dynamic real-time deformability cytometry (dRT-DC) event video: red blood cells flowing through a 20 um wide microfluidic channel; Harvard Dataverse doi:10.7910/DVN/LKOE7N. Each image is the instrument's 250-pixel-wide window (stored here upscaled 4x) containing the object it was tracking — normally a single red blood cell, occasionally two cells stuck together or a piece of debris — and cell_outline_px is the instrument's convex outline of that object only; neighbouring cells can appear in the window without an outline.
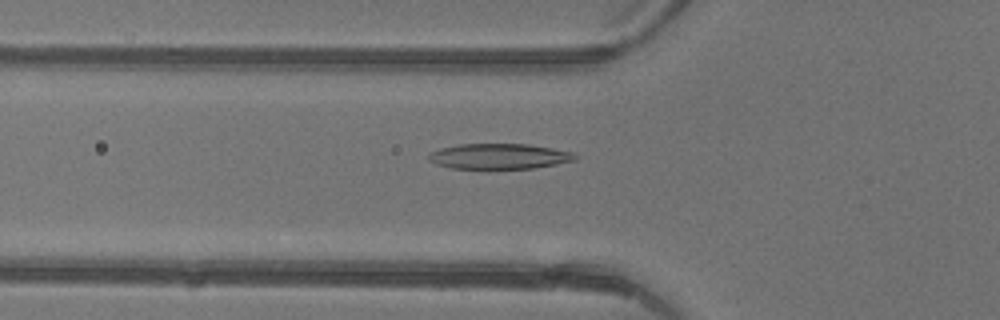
{"species": "common noctule bat (a hibernating species)", "species_latin": "Nyctalus noctula", "temperature_condition": "warm", "stored_images_in_passage": 48, "camera_frame_rate_fps": 3000, "um_per_image_px": 0.085, "animal": {"sex": "female"}, "frame": {"image": 1, "passage_image": 17, "time_ms": 5.333, "image_size_px": [1000, 320], "cell_outline_px": [[580, 156], [576, 160], [556, 164], [532, 168], [488, 172], [452, 168], [436, 164], [428, 160], [428, 156], [432, 152], [440, 148], [460, 144], [528, 144], [552, 148], [572, 152]], "centroid_in_image_um": [42.42, 13.33], "position_along_channel_um": 83.4, "area_um2": 22.72}}
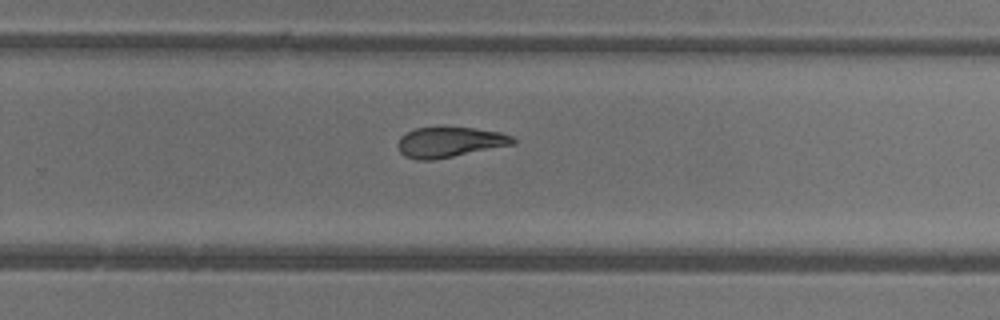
{"frame": {"image": 2, "passage_image": 31, "time_ms": 10.0, "image_size_px": [1000, 320], "cell_outline_px": [[516, 144], [432, 160], [416, 160], [404, 156], [400, 152], [396, 144], [400, 136], [416, 128], [472, 128], [500, 132], [512, 136], [516, 140]], "centroid_in_image_um": [38.21, 12.09], "position_along_channel_um": 291.6, "area_um2": 20.17}}
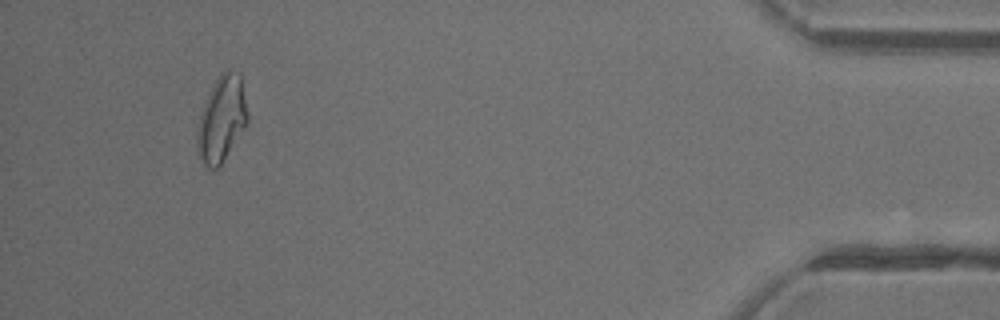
{"frame": {"image": 3, "passage_image": 44, "time_ms": 14.333, "image_size_px": [1000, 320], "cell_outline_px": [[248, 124], [220, 164], [216, 168], [208, 168], [200, 160], [196, 144], [196, 132], [204, 100], [212, 84], [220, 72], [228, 68], [240, 76], [248, 116]], "centroid_in_image_um": [18.81, 10.1], "position_along_channel_um": 416.4, "area_um2": 25.14}}